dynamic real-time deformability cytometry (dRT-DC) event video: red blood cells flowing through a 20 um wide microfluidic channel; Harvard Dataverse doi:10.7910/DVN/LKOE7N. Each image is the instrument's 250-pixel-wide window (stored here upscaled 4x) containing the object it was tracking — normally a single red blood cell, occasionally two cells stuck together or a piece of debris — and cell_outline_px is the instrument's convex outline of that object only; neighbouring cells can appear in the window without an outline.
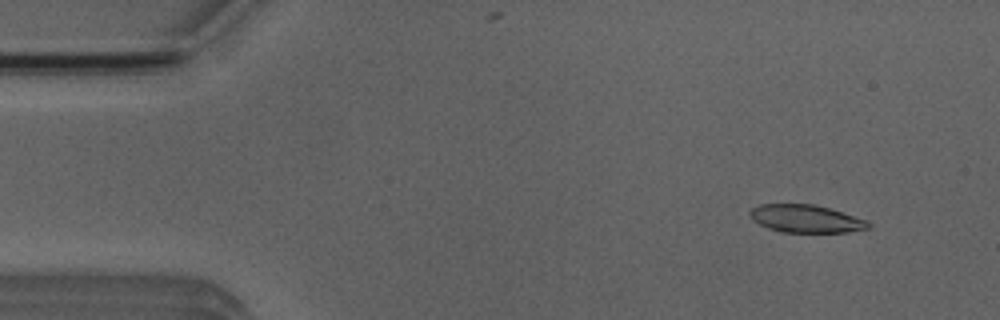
{"species": "Egyptian fruit bat (a non-hibernating species)", "species_latin": "Rousettus aegyptiacus", "temperature_condition": "room temperature", "stored_images_in_passage": 5, "camera_frame_rate_fps": 3000, "um_per_image_px": 0.085, "animal": {"sex": "male"}, "frame": {"image": 1, "passage_image": 2, "time_ms": 1.333, "image_size_px": [1000, 320], "cell_outline_px": [[872, 224], [868, 228], [848, 232], [780, 232], [768, 228], [752, 220], [748, 212], [752, 208], [760, 204], [812, 204], [828, 208], [868, 220]], "centroid_in_image_um": [68.49, 18.59], "position_along_channel_um": 16.5, "area_um2": 19.13}}
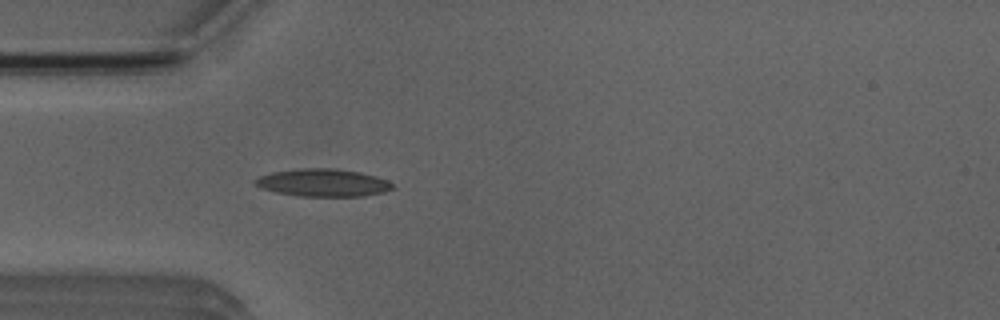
{"frame": {"image": 2, "passage_image": 5, "time_ms": 4.667, "image_size_px": [1000, 320], "cell_outline_px": [[396, 188], [384, 192], [364, 196], [300, 196], [276, 192], [260, 188], [252, 180], [260, 176], [272, 172], [300, 168], [336, 168], [360, 172], [376, 176], [388, 180]], "centroid_in_image_um": [27.48, 15.52], "position_along_channel_um": 57.5, "area_um2": 22.25}}